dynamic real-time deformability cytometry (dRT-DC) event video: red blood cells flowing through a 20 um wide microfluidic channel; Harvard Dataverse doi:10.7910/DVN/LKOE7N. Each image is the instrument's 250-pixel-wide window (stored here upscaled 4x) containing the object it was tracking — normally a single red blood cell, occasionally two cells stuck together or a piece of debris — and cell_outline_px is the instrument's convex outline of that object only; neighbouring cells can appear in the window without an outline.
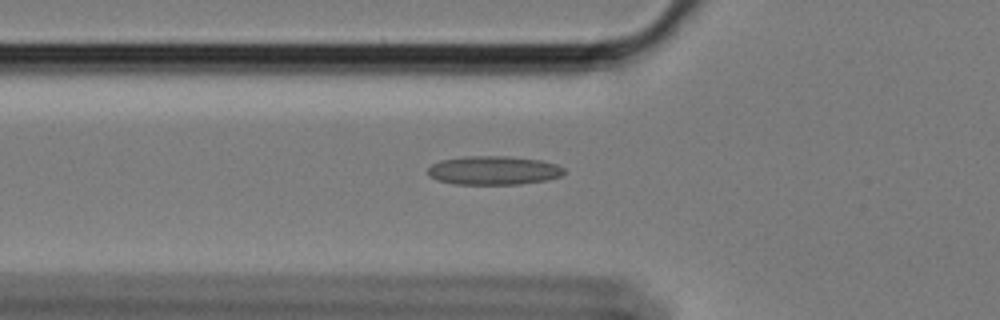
{"species": "Egyptian fruit bat (a non-hibernating species)", "species_latin": "Rousettus aegyptiacus", "temperature_condition": "cold", "stored_images_in_passage": 40, "camera_frame_rate_fps": 3000, "um_per_image_px": 0.085, "animal": {"sex": "female"}, "frame": {"image": 1, "passage_image": 2, "time_ms": 0.333, "image_size_px": [1000, 320], "cell_outline_px": [[564, 172], [560, 176], [544, 180], [520, 184], [456, 184], [436, 180], [428, 176], [428, 168], [432, 164], [440, 160], [464, 156], [508, 156], [540, 160], [556, 164], [564, 168]], "centroid_in_image_um": [41.91, 14.48], "position_along_channel_um": 83.9, "area_um2": 22.83}}
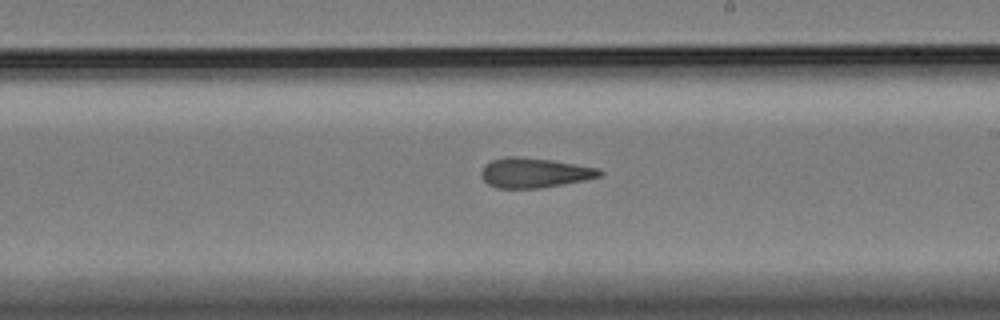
{"frame": {"image": 2, "passage_image": 16, "time_ms": 5.0, "image_size_px": [1000, 320], "cell_outline_px": [[604, 172], [600, 176], [584, 180], [540, 188], [496, 188], [488, 184], [480, 176], [480, 172], [484, 164], [492, 160], [504, 156], [520, 156], [552, 160], [600, 168]], "centroid_in_image_um": [45.39, 14.67], "position_along_channel_um": 243.6, "area_um2": 20.75}}
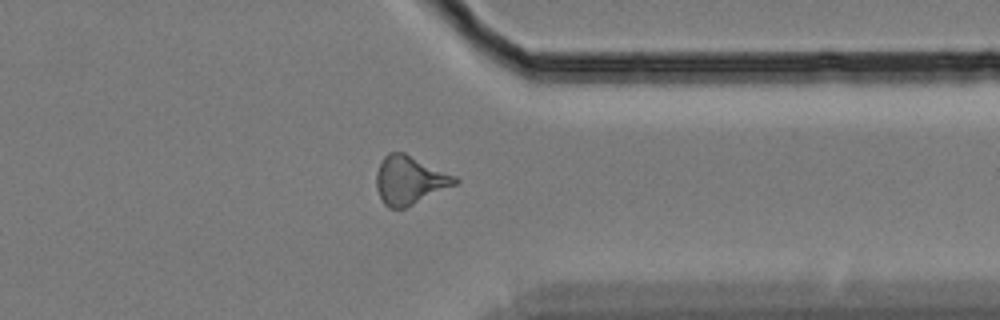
{"frame": {"image": 3, "passage_image": 28, "time_ms": 9.0, "image_size_px": [1000, 320], "cell_outline_px": [[460, 180], [456, 184], [404, 208], [388, 208], [384, 204], [376, 188], [376, 172], [384, 156], [388, 152], [404, 152], [456, 176]], "centroid_in_image_um": [34.8, 15.3], "position_along_channel_um": 376.6, "area_um2": 21.96}, "authors_computed_cell_mechanics": {"area_um2": 20.7502, "velocity_mm_per_s": 3.4018, "shape_relaxation_time_tau1_ms": null, "shape_relaxation_time_tau2_ms": 4.3903, "deformation_change_tau1": null, "deformation_change_tau2": 0.1394}}